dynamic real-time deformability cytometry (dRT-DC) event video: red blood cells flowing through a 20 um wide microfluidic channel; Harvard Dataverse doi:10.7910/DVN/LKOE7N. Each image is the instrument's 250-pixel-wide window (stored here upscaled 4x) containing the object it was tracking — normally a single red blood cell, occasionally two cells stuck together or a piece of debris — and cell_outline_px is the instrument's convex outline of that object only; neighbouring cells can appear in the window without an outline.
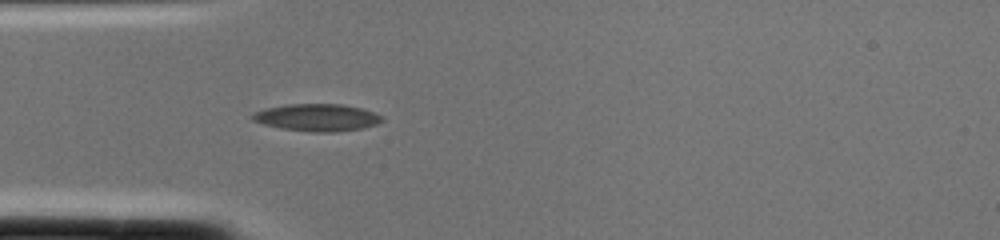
{"species": "common noctule bat (a hibernating species)", "species_latin": "Nyctalus noctula", "temperature_condition": "cold", "stored_images_in_passage": 2, "camera_frame_rate_fps": 3000, "um_per_image_px": 0.085, "animal": {"sex": "female", "body_mass_g": 22.0, "forearm_length_mm": 56.7}, "frame": {"image": 1, "passage_image": 2, "time_ms": 0.333, "image_size_px": [1000, 240], "cell_outline_px": [[384, 120], [376, 124], [364, 128], [336, 132], [312, 132], [280, 128], [264, 124], [252, 120], [248, 116], [252, 112], [264, 108], [288, 104], [344, 104], [360, 108], [384, 116]], "centroid_in_image_um": [26.92, 9.99], "position_along_channel_um": 58.1, "area_um2": 20.81}}